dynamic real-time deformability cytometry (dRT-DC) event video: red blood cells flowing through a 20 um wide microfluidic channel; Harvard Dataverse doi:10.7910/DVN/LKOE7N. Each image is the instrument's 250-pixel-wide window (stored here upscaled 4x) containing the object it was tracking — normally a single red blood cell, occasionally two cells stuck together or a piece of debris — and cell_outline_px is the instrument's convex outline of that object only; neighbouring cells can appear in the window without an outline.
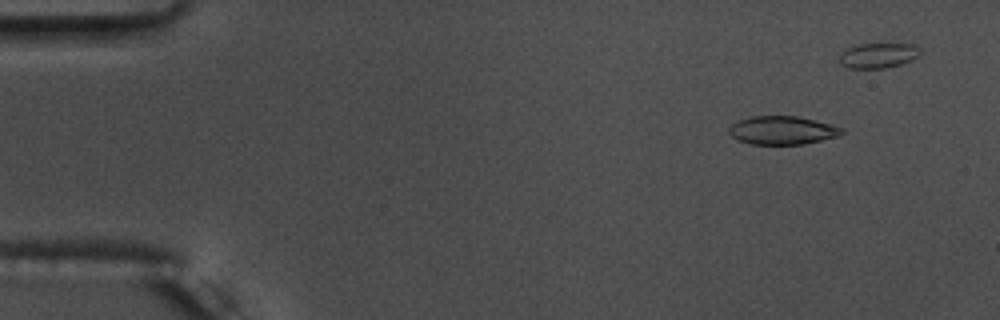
{"species": "common noctule bat (a hibernating species)", "species_latin": "Nyctalus noctula", "temperature_condition": "warm", "stored_images_in_passage": 43, "camera_frame_rate_fps": 3000, "um_per_image_px": 0.085, "animal": {"sex": "male", "body_mass_g": 17.5, "forearm_length_mm": 52.3}, "frame": {"image": 1, "passage_image": 6, "time_ms": 1.667, "image_size_px": [1000, 320], "cell_outline_px": [[844, 132], [840, 136], [804, 144], [752, 144], [736, 140], [728, 132], [728, 128], [732, 124], [740, 120], [752, 116], [796, 116], [844, 128]], "centroid_in_image_um": [66.49, 11.08], "position_along_channel_um": 18.5, "area_um2": 18.55}}
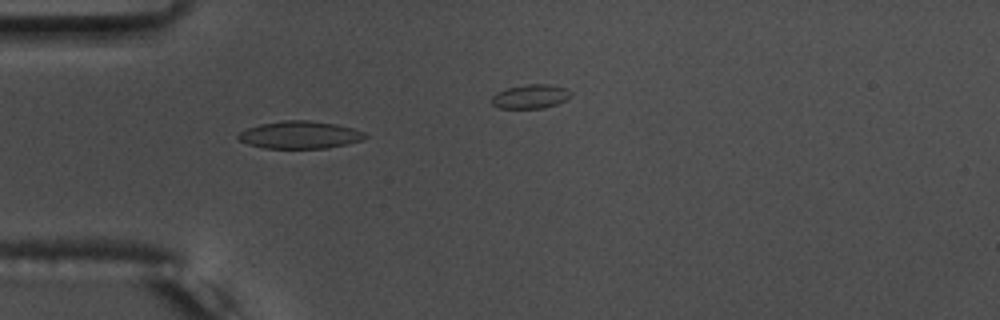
{"frame": {"image": 2, "passage_image": 17, "time_ms": 5.333, "image_size_px": [1000, 320], "cell_outline_px": [[368, 136], [364, 140], [348, 144], [328, 148], [264, 148], [248, 144], [240, 140], [236, 136], [240, 132], [248, 128], [260, 124], [284, 120], [308, 120], [336, 124], [352, 128], [364, 132]], "centroid_in_image_um": [25.52, 11.47], "position_along_channel_um": 59.5, "area_um2": 20.35}}